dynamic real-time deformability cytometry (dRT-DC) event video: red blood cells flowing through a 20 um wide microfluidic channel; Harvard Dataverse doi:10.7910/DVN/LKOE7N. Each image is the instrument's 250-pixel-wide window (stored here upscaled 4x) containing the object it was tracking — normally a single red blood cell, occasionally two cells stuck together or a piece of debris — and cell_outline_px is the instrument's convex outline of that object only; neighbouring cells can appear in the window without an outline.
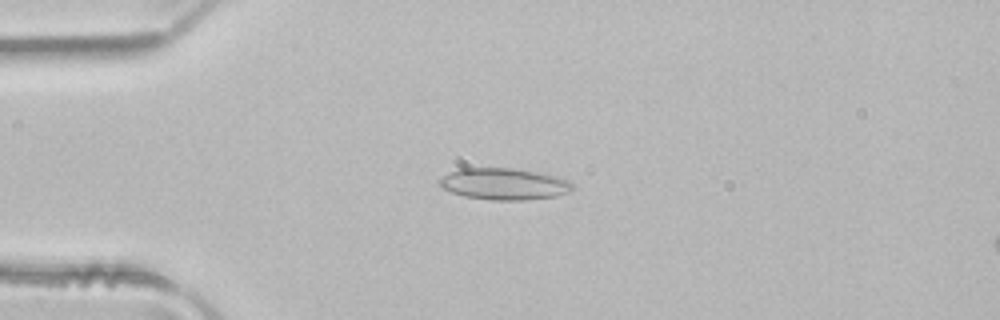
{"species": "common noctule bat (a hibernating species)", "species_latin": "Nyctalus noctula", "temperature_condition": "room temperature", "stored_images_in_passage": 4, "camera_frame_rate_fps": 3000, "um_per_image_px": 0.085, "animal": {"sex": "male", "body_mass_g": 21.5, "forearm_length_mm": 52.0}, "frame": {"image": 1, "passage_image": 3, "time_ms": 0.667, "image_size_px": [1000, 320], "cell_outline_px": [[572, 188], [568, 192], [556, 196], [524, 200], [492, 200], [464, 196], [452, 192], [444, 188], [436, 180], [448, 172], [460, 168], [512, 168], [536, 172], [572, 180]], "centroid_in_image_um": [42.82, 15.63], "position_along_channel_um": 42.2, "area_um2": 24.45}}